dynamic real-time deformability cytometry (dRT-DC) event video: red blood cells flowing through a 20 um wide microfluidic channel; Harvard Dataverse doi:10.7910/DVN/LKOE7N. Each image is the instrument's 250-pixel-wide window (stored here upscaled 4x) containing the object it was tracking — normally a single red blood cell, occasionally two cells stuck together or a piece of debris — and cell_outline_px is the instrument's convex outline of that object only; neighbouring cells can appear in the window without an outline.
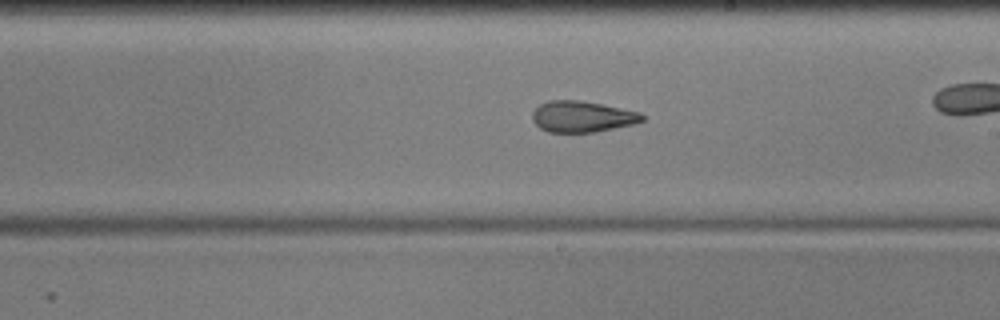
{"species": "common noctule bat (a hibernating species)", "species_latin": "Nyctalus noctula", "temperature_condition": "cold", "stored_images_in_passage": 43, "camera_frame_rate_fps": 3000, "um_per_image_px": 0.085, "animal": {"sex": "male", "body_mass_g": 17.9, "forearm_length_mm": 54.2}, "frame": {"image": 1, "passage_image": 31, "time_ms": 10.0, "image_size_px": [1000, 320], "cell_outline_px": [[644, 120], [636, 124], [592, 132], [548, 132], [540, 128], [532, 120], [532, 112], [540, 104], [548, 100], [580, 100], [604, 104], [640, 112], [644, 116]], "centroid_in_image_um": [49.49, 9.9], "position_along_channel_um": 239.5, "area_um2": 20.06}}